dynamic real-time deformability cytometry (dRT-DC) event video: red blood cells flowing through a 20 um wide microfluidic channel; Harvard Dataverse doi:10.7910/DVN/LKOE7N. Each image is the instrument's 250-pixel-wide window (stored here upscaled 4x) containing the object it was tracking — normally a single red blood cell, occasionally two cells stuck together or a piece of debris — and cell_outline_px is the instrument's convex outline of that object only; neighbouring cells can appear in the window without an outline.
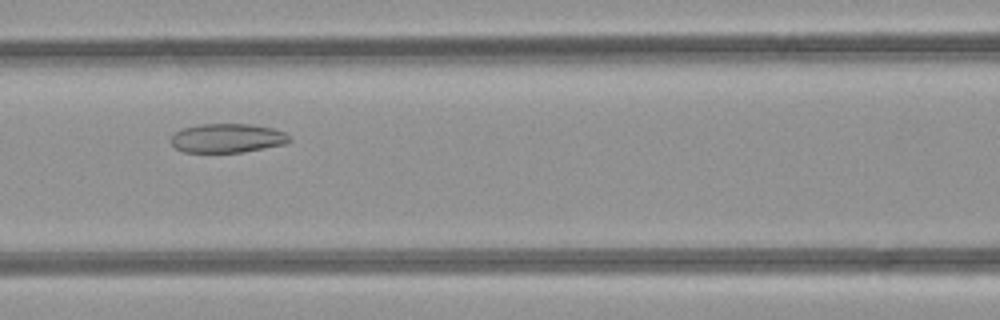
{"species": "common noctule bat (a hibernating species)", "species_latin": "Nyctalus noctula", "temperature_condition": "room temperature", "stored_images_in_passage": 30, "camera_frame_rate_fps": 3000, "um_per_image_px": 0.085, "animal": {"sex": "female", "body_mass_g": 21.9}, "frame": {"image": 1, "passage_image": 9, "time_ms": 2.667, "image_size_px": [1000, 320], "cell_outline_px": [[292, 140], [284, 144], [264, 148], [240, 152], [184, 152], [176, 148], [168, 140], [172, 132], [180, 128], [200, 124], [252, 124], [272, 128], [284, 132], [292, 136]], "centroid_in_image_um": [19.28, 11.73], "position_along_channel_um": 147.3, "area_um2": 20.35}}
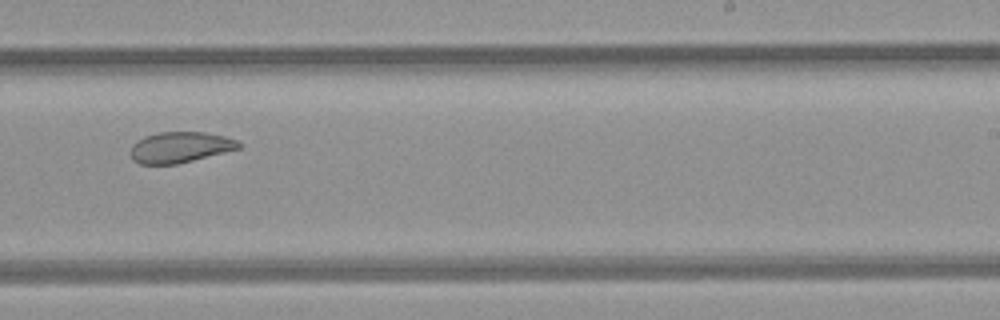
{"frame": {"image": 2, "passage_image": 18, "time_ms": 5.667, "image_size_px": [1000, 320], "cell_outline_px": [[240, 148], [176, 164], [140, 164], [132, 160], [132, 144], [144, 136], [156, 132], [204, 132], [224, 136], [236, 140], [240, 144]], "centroid_in_image_um": [15.27, 12.51], "position_along_channel_um": 273.7, "area_um2": 19.19}}
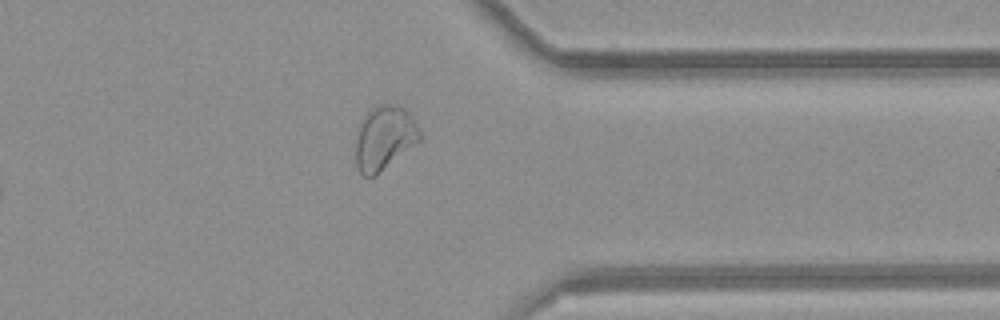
{"frame": {"image": 3, "passage_image": 26, "time_ms": 8.333, "image_size_px": [1000, 320], "cell_outline_px": [[420, 140], [372, 176], [364, 176], [360, 172], [356, 164], [356, 128], [364, 116], [372, 108], [380, 104], [400, 104], [408, 112], [416, 124], [420, 132]], "centroid_in_image_um": [32.63, 11.66], "position_along_channel_um": 378.8, "area_um2": 23.41}, "authors_computed_cell_mechanics": {"area_um2": 21.0681, "velocity_mm_per_s": 4.2357, "shape_relaxation_time_tau1_ms": null, "shape_relaxation_time_tau2_ms": 2.2788, "deformation_change_tau1": null, "deformation_change_tau2": 0.0842}}